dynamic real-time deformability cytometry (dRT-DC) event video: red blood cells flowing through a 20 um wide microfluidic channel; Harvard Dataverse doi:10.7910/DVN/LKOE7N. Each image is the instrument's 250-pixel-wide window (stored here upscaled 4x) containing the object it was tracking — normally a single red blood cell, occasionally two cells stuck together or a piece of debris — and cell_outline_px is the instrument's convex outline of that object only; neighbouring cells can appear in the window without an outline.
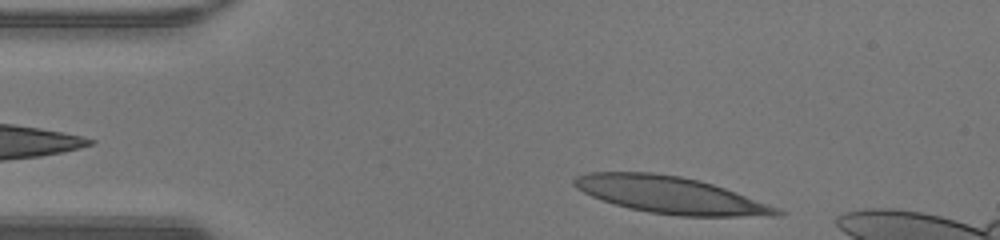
{"species": "human", "species_latin": "Homo sapiens", "temperature_condition": "warm", "stored_images_in_passage": 31, "camera_frame_rate_fps": 3000, "um_per_image_px": 0.085, "donor": {"sex": "male"}, "frame": {"image": 1, "passage_image": 1, "time_ms": 0.0, "image_size_px": [1000, 240], "cell_outline_px": [[788, 212], [772, 216], [680, 216], [648, 212], [628, 208], [592, 196], [576, 188], [572, 184], [572, 180], [576, 176], [588, 172], [652, 172], [680, 176], [700, 180], [736, 192], [780, 208]], "centroid_in_image_um": [56.99, 16.57], "position_along_channel_um": 28.0, "area_um2": 43.47}}
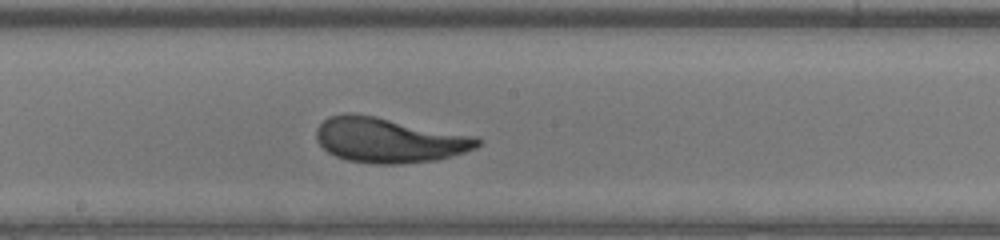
{"frame": {"image": 2, "passage_image": 18, "time_ms": 5.667, "image_size_px": [1000, 240], "cell_outline_px": [[484, 140], [476, 148], [464, 152], [436, 160], [400, 164], [376, 164], [348, 160], [336, 156], [328, 152], [316, 140], [316, 128], [328, 116], [344, 112], [352, 112], [476, 136]], "centroid_in_image_um": [33.04, 11.91], "position_along_channel_um": 215.2, "area_um2": 42.19}}
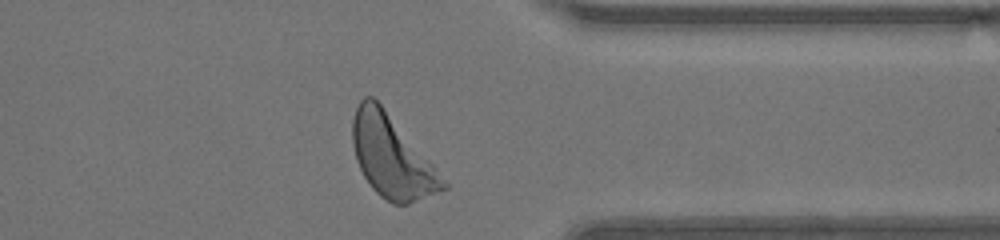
{"frame": {"image": 3, "passage_image": 30, "time_ms": 9.667, "image_size_px": [1000, 240], "cell_outline_px": [[448, 188], [408, 204], [392, 204], [380, 196], [372, 188], [364, 176], [356, 160], [352, 144], [352, 120], [356, 108], [360, 100], [364, 96], [372, 96], [380, 104], [432, 164], [448, 184]], "centroid_in_image_um": [33.26, 13.34], "position_along_channel_um": 378.1, "area_um2": 42.37}, "authors_computed_cell_mechanics": {"area_um2": 42.194, "velocity_mm_per_s": 4.3082, "shape_relaxation_time_tau1_ms": 2.6623, "shape_relaxation_time_tau2_ms": 1.2465, "deformation_change_tau1": 0.1791, "deformation_change_tau2": 0.0948}}